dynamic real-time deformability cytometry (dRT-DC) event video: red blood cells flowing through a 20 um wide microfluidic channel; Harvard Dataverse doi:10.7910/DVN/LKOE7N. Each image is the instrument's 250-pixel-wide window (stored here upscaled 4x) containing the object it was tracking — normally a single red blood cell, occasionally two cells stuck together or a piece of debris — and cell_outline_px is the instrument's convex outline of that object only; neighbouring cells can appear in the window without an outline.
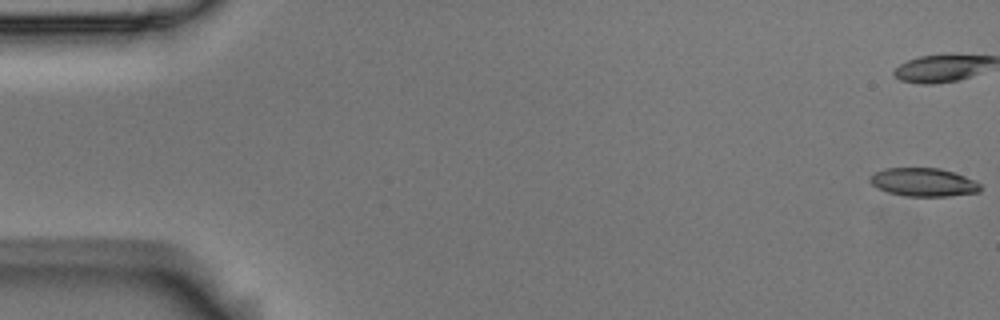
{"species": "Egyptian fruit bat (a non-hibernating species)", "species_latin": "Rousettus aegyptiacus", "temperature_condition": "room temperature", "stored_images_in_passage": 56, "camera_frame_rate_fps": 3000, "um_per_image_px": 0.085, "animal": {"sex": "male"}, "frame": {"image": 1, "passage_image": 1, "time_ms": 0.0, "image_size_px": [1000, 320], "cell_outline_px": [[980, 192], [948, 196], [904, 196], [888, 192], [876, 188], [868, 180], [868, 176], [872, 172], [884, 168], [940, 168], [976, 180], [980, 184]], "centroid_in_image_um": [78.44, 15.48], "position_along_channel_um": 6.6, "area_um2": 18.44}, "authors_computed_cell_mechanics": {"area_um2": 19.7965, "velocity_mm_per_s": 3.6426, "shape_relaxation_time_tau1_ms": 7.3976, "shape_relaxation_time_tau2_ms": 2.1982, "deformation_change_tau1": 0.2256, "deformation_change_tau2": 0.0956}}